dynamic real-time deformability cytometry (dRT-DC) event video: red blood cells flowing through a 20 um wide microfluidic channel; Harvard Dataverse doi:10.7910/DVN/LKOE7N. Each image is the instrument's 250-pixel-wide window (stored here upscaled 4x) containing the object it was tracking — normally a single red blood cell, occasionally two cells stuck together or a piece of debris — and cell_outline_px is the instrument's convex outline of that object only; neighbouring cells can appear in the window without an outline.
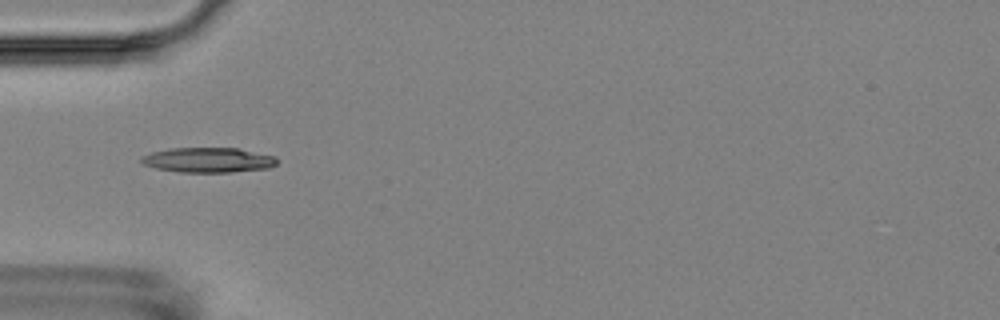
{"species": "Egyptian fruit bat (a non-hibernating species)", "species_latin": "Rousettus aegyptiacus", "temperature_condition": "room temperature", "stored_images_in_passage": 5, "camera_frame_rate_fps": 3000, "um_per_image_px": 0.085, "animal": {"sex": "female"}, "frame": {"image": 1, "passage_image": 2, "time_ms": 1.333, "image_size_px": [1000, 320], "cell_outline_px": [[276, 164], [268, 168], [232, 172], [180, 172], [156, 168], [144, 164], [140, 160], [140, 156], [152, 152], [168, 148], [236, 148], [276, 156]], "centroid_in_image_um": [17.67, 13.6], "position_along_channel_um": 67.3, "area_um2": 19.65}}
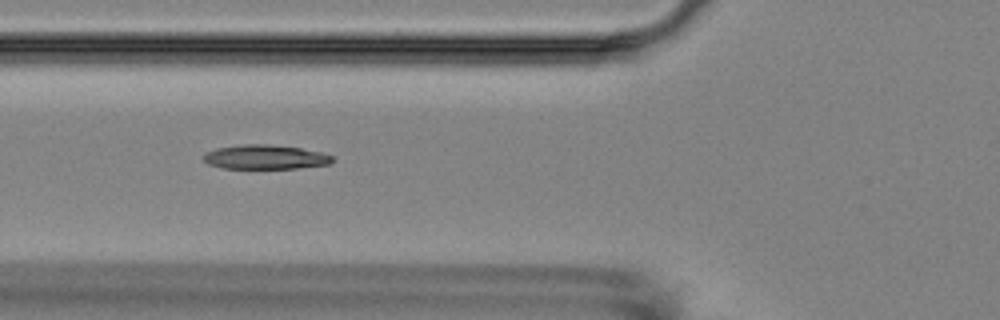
{"frame": {"image": 2, "passage_image": 3, "time_ms": 2.333, "image_size_px": [1000, 320], "cell_outline_px": [[332, 164], [296, 168], [224, 168], [208, 164], [204, 160], [204, 156], [208, 152], [216, 148], [240, 144], [264, 144], [300, 148], [324, 152], [332, 156]], "centroid_in_image_um": [22.58, 13.34], "position_along_channel_um": 103.2, "area_um2": 18.15}}
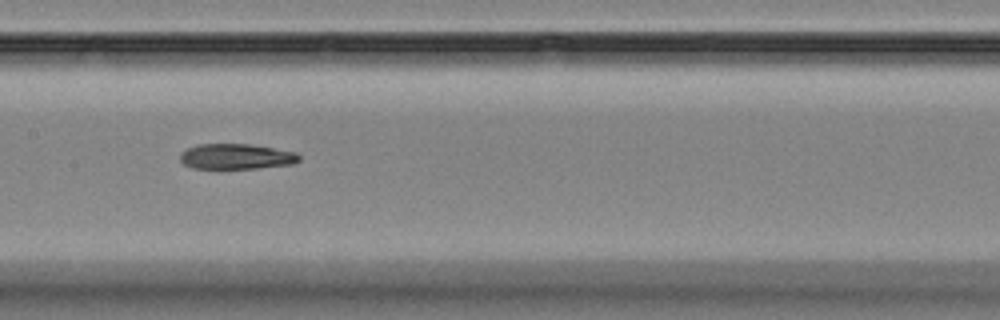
{"frame": {"image": 3, "passage_image": 5, "time_ms": 4.667, "image_size_px": [1000, 320], "cell_outline_px": [[300, 160], [292, 164], [256, 168], [192, 168], [184, 164], [180, 160], [180, 152], [196, 144], [248, 144], [296, 152], [300, 156]], "centroid_in_image_um": [20.05, 13.3], "position_along_channel_um": 187.3, "area_um2": 17.51}}